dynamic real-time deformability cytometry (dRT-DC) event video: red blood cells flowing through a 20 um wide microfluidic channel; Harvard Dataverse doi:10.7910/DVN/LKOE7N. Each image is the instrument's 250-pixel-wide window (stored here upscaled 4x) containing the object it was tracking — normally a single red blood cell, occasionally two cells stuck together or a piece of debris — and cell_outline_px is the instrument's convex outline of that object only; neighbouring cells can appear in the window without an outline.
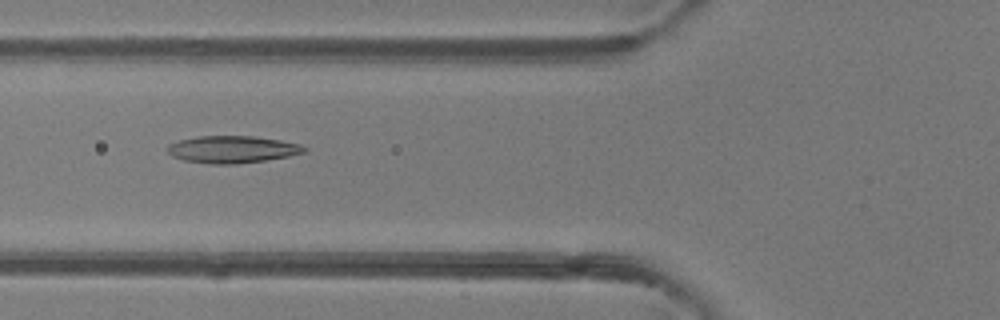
{"species": "common noctule bat (a hibernating species)", "species_latin": "Nyctalus noctula", "temperature_condition": "room temperature", "stored_images_in_passage": 6, "camera_frame_rate_fps": 3000, "um_per_image_px": 0.085, "animal": {"sex": "female"}, "frame": {"image": 1, "passage_image": 6, "time_ms": 5.667, "image_size_px": [1000, 320], "cell_outline_px": [[308, 152], [288, 156], [264, 160], [236, 164], [212, 164], [184, 160], [172, 156], [164, 148], [168, 144], [180, 140], [196, 136], [252, 136], [280, 140], [300, 144], [308, 148]], "centroid_in_image_um": [19.74, 12.69], "position_along_channel_um": 106.1, "area_um2": 21.73}}